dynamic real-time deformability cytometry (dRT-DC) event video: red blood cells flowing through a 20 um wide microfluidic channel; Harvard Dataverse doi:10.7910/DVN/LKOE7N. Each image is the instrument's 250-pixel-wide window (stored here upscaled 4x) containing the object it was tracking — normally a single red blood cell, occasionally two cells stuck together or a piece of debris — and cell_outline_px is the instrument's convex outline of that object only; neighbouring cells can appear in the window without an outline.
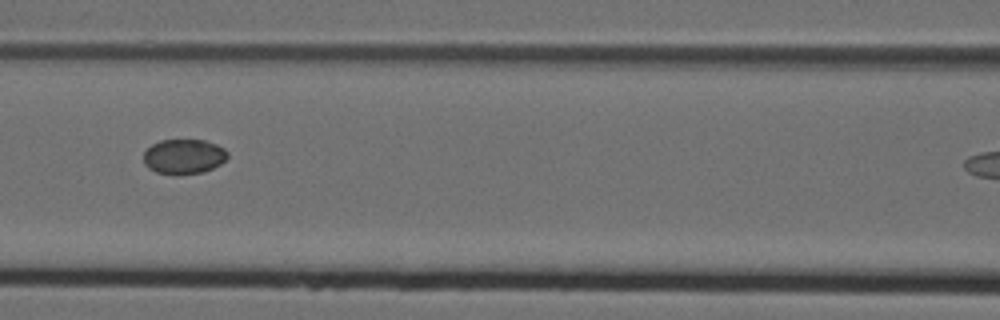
{"species": "Egyptian fruit bat (a non-hibernating species)", "species_latin": "Rousettus aegyptiacus", "temperature_condition": "cold", "stored_images_in_passage": 8, "camera_frame_rate_fps": 3000, "um_per_image_px": 0.085, "animal": {"sex": "female"}, "frame": {"image": 1, "passage_image": 7, "time_ms": 2.0, "image_size_px": [1000, 320], "cell_outline_px": [[228, 156], [220, 164], [204, 172], [176, 176], [156, 172], [148, 168], [144, 164], [144, 152], [152, 144], [160, 140], [204, 140], [216, 144], [224, 148], [228, 152]], "centroid_in_image_um": [15.61, 13.32], "position_along_channel_um": 151.0, "area_um2": 17.28}}